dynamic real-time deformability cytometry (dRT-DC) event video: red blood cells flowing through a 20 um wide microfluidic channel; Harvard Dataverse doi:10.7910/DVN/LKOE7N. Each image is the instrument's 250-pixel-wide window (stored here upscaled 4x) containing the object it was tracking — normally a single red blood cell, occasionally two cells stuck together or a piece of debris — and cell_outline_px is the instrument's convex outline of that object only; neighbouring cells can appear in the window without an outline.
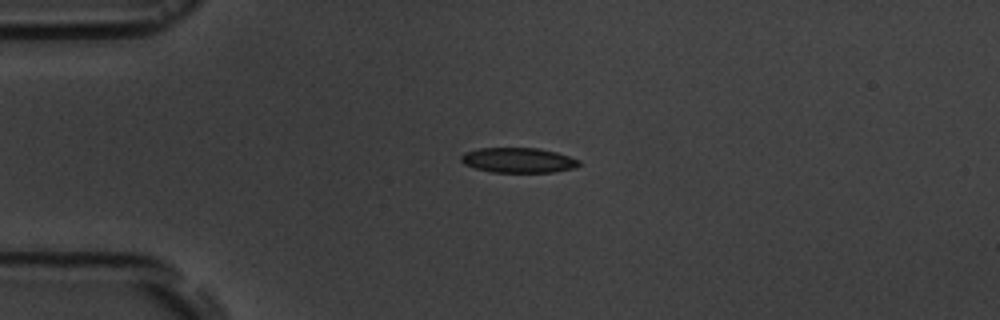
{"species": "common noctule bat (a hibernating species)", "species_latin": "Nyctalus noctula", "temperature_condition": "room temperature", "stored_images_in_passage": 3, "camera_frame_rate_fps": 3000, "um_per_image_px": 0.085, "animal": {"sex": "male", "body_mass_g": 19.5, "forearm_length_mm": 54.6}, "frame": {"image": 1, "passage_image": 1, "time_ms": 0.0, "image_size_px": [1000, 320], "cell_outline_px": [[580, 164], [572, 168], [552, 172], [492, 172], [476, 168], [464, 164], [460, 160], [460, 156], [464, 152], [480, 148], [540, 148], [556, 152], [580, 160]], "centroid_in_image_um": [44.03, 13.61], "position_along_channel_um": 41.0, "area_um2": 17.11}}
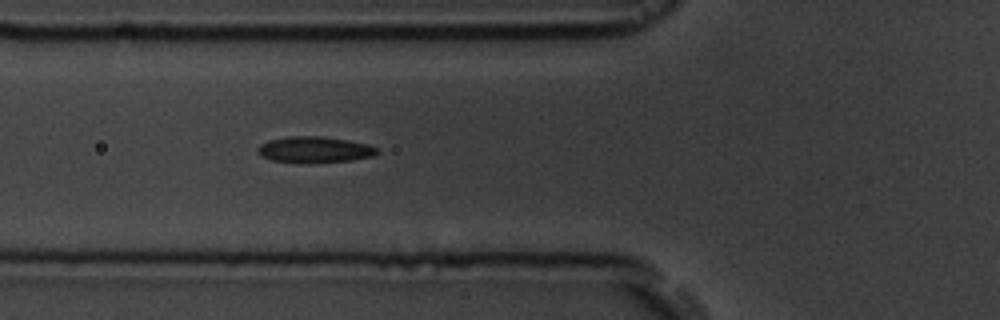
{"frame": {"image": 2, "passage_image": 3, "time_ms": 2.333, "image_size_px": [1000, 320], "cell_outline_px": [[380, 152], [372, 156], [352, 160], [272, 160], [260, 156], [256, 152], [256, 148], [260, 144], [268, 140], [288, 136], [324, 136], [348, 140], [368, 144], [376, 148]], "centroid_in_image_um": [26.72, 12.66], "position_along_channel_um": 99.1, "area_um2": 17.4}}